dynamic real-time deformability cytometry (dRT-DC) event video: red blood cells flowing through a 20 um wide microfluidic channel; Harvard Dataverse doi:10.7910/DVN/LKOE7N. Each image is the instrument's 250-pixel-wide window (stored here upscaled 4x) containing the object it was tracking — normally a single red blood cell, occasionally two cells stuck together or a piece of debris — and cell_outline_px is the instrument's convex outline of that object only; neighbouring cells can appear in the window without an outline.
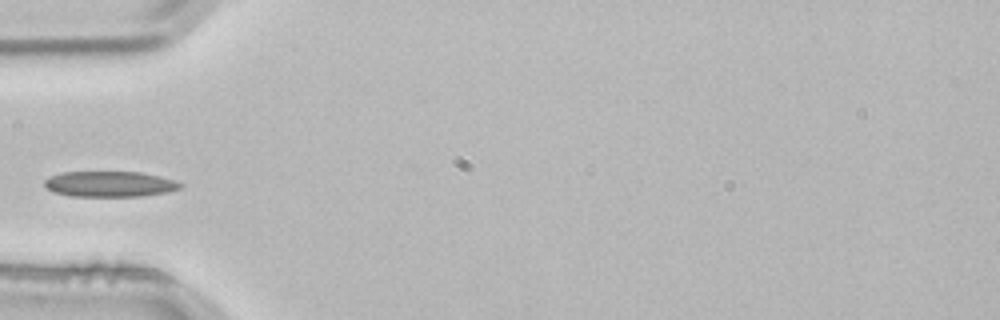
{"species": "common noctule bat (a hibernating species)", "species_latin": "Nyctalus noctula", "temperature_condition": "room temperature", "stored_images_in_passage": 3, "camera_frame_rate_fps": 3000, "um_per_image_px": 0.085, "animal": {"sex": "male", "body_mass_g": 21.5, "forearm_length_mm": 52.0}, "frame": {"image": 1, "passage_image": 3, "time_ms": 0.667, "image_size_px": [1000, 320], "cell_outline_px": [[184, 184], [180, 188], [168, 192], [140, 196], [72, 196], [52, 192], [44, 184], [44, 180], [52, 176], [64, 172], [140, 172], [160, 176]], "centroid_in_image_um": [9.34, 15.64], "position_along_channel_um": 75.7, "area_um2": 20.11}}